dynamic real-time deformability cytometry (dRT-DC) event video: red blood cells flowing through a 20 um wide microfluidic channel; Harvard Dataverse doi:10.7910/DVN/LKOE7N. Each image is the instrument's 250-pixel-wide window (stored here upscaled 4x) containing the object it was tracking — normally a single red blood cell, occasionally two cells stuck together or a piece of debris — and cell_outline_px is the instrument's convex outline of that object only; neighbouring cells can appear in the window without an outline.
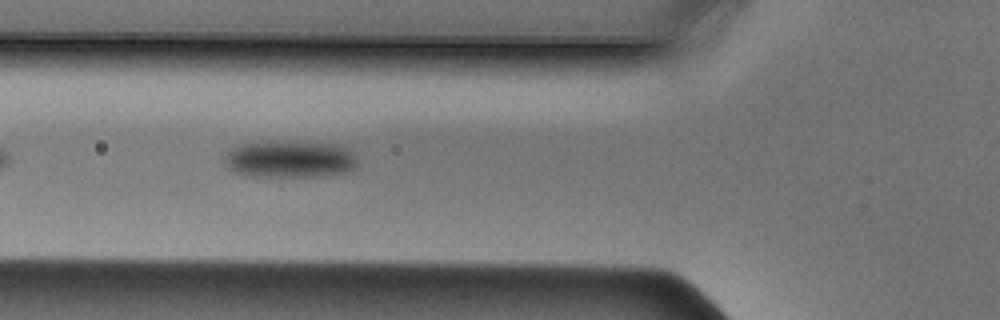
{"species": "Egyptian fruit bat (a non-hibernating species)", "species_latin": "Rousettus aegyptiacus", "temperature_condition": "cold", "stored_images_in_passage": 30, "camera_frame_rate_fps": 3000, "um_per_image_px": 0.085, "animal": {"sex": "male"}, "frame": {"image": 1, "passage_image": 5, "time_ms": 1.333, "image_size_px": [1000, 320], "cell_outline_px": [[356, 168], [344, 172], [324, 176], [248, 176], [232, 172], [228, 168], [224, 160], [224, 156], [232, 148], [240, 144], [268, 140], [296, 140], [336, 144], [352, 152], [356, 156]], "centroid_in_image_um": [24.6, 13.5], "position_along_channel_um": 101.2, "area_um2": 29.42}}
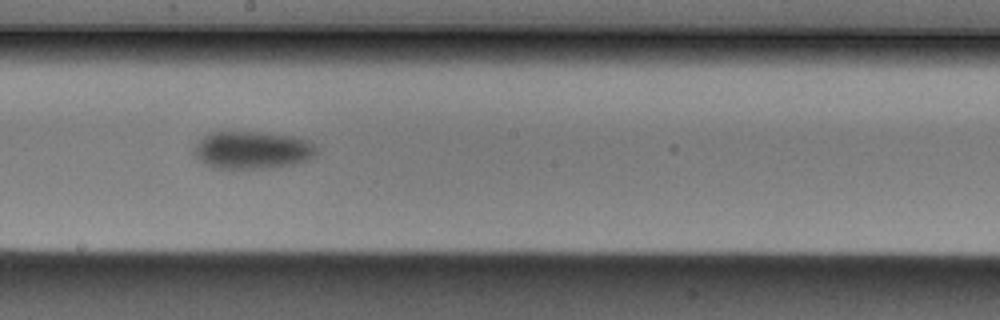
{"frame": {"image": 2, "passage_image": 14, "time_ms": 4.333, "image_size_px": [1000, 320], "cell_outline_px": [[316, 156], [308, 160], [292, 164], [272, 168], [212, 168], [204, 164], [192, 152], [196, 144], [208, 132], [268, 132], [296, 136], [312, 140], [316, 148]], "centroid_in_image_um": [21.49, 12.74], "position_along_channel_um": 226.7, "area_um2": 27.28}}
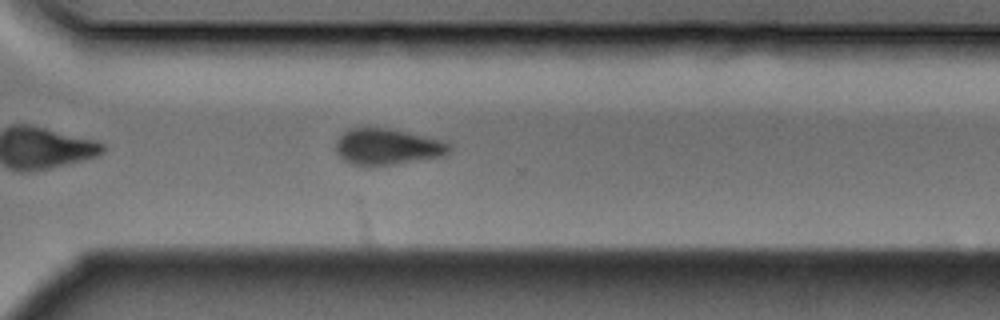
{"frame": {"image": 3, "passage_image": 22, "time_ms": 7.0, "image_size_px": [1000, 320], "cell_outline_px": [[452, 148], [444, 156], [372, 168], [352, 164], [344, 160], [336, 152], [336, 140], [344, 132], [352, 128], [388, 128], [448, 140], [452, 144]], "centroid_in_image_um": [32.98, 12.49], "position_along_channel_um": 337.6, "area_um2": 24.57}}